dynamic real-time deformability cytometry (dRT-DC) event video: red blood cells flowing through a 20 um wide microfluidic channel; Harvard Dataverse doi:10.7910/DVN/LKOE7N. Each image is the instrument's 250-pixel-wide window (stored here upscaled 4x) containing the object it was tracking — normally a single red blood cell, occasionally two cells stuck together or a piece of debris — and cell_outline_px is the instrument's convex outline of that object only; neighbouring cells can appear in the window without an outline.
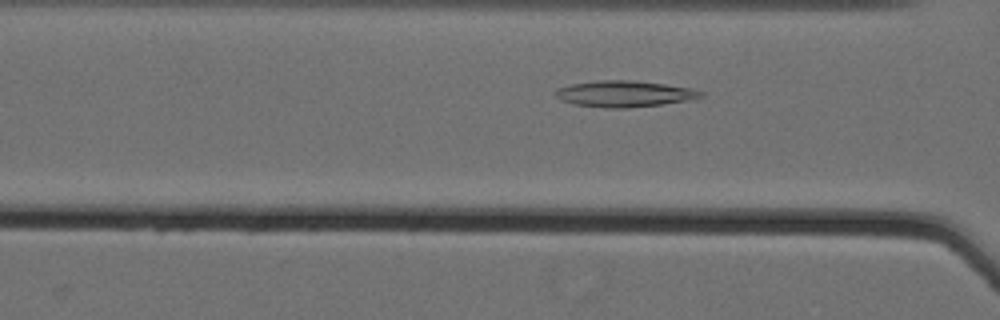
{"species": "Egyptian fruit bat (a non-hibernating species)", "species_latin": "Rousettus aegyptiacus", "temperature_condition": "cold", "stored_images_in_passage": 50, "camera_frame_rate_fps": 3000, "um_per_image_px": 0.085, "animal": {"sex": "female"}, "frame": {"image": 1, "passage_image": 18, "time_ms": 5.667, "image_size_px": [1000, 320], "cell_outline_px": [[704, 96], [688, 100], [664, 104], [628, 108], [600, 108], [572, 104], [560, 100], [552, 92], [556, 88], [572, 84], [596, 80], [632, 80], [664, 84], [692, 88], [704, 92]], "centroid_in_image_um": [53.03, 7.98], "position_along_channel_um": 113.6, "area_um2": 22.54}}
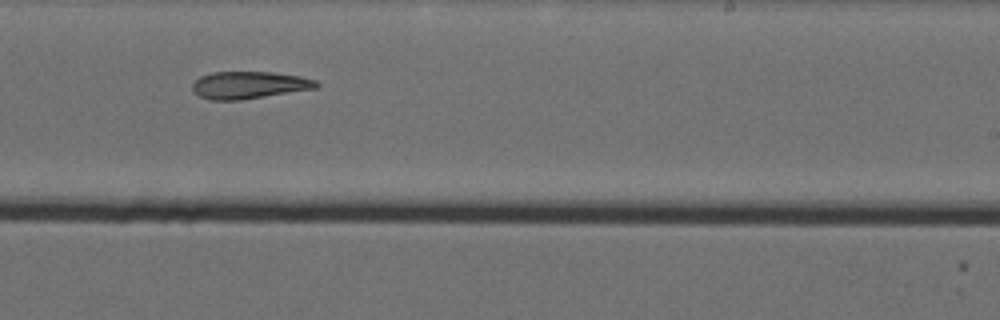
{"frame": {"image": 2, "passage_image": 31, "time_ms": 10.0, "image_size_px": [1000, 320], "cell_outline_px": [[320, 84], [316, 88], [240, 100], [212, 100], [200, 96], [192, 88], [192, 84], [200, 76], [212, 72], [272, 72], [300, 76], [316, 80]], "centroid_in_image_um": [21.18, 7.22], "position_along_channel_um": 267.8, "area_um2": 19.54}}
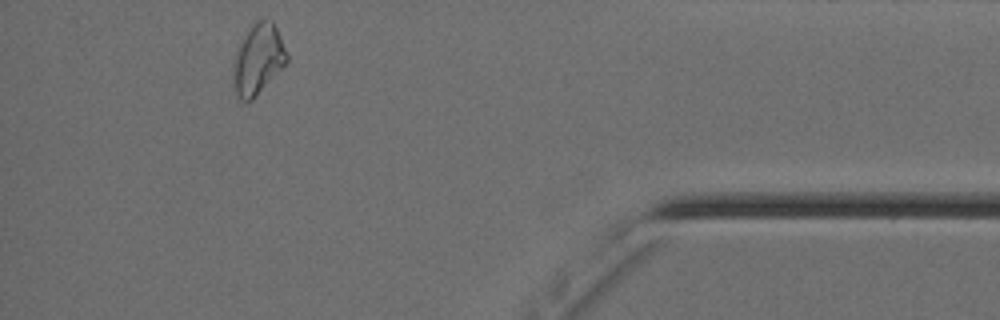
{"frame": {"image": 3, "passage_image": 46, "time_ms": 15.0, "image_size_px": [1000, 320], "cell_outline_px": [[288, 60], [252, 100], [240, 100], [236, 96], [232, 80], [232, 64], [236, 52], [244, 32], [256, 20], [272, 20], [276, 28], [288, 56]], "centroid_in_image_um": [21.88, 5.03], "position_along_channel_um": 413.3, "area_um2": 21.85}}